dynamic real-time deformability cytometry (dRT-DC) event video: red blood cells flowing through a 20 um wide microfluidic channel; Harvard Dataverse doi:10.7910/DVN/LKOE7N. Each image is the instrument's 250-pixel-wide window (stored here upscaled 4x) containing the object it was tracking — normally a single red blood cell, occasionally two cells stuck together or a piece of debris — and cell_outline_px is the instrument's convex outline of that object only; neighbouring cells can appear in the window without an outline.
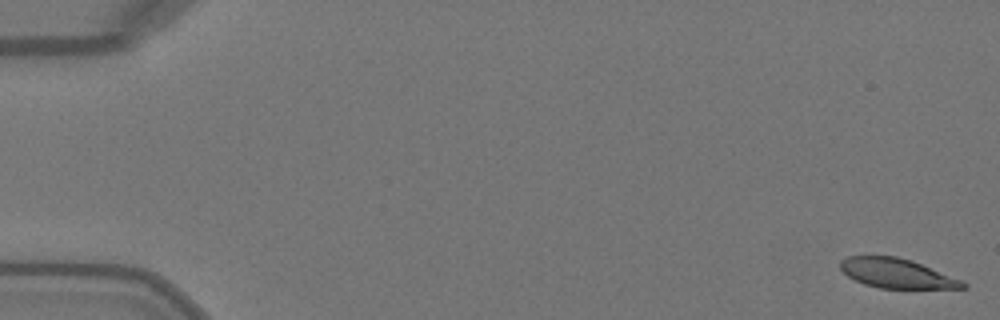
{"species": "Egyptian fruit bat (a non-hibernating species)", "species_latin": "Rousettus aegyptiacus", "temperature_condition": "warm", "stored_images_in_passage": 50, "camera_frame_rate_fps": 3000, "um_per_image_px": 0.085, "animal": {"sex": "female"}, "frame": {"image": 1, "passage_image": 1, "time_ms": 0.0, "image_size_px": [1000, 320], "cell_outline_px": [[968, 288], [880, 288], [864, 284], [848, 276], [840, 268], [840, 260], [848, 256], [896, 256], [912, 260], [960, 280], [968, 284]], "centroid_in_image_um": [76.2, 23.23], "position_along_channel_um": 8.8, "area_um2": 20.81}}
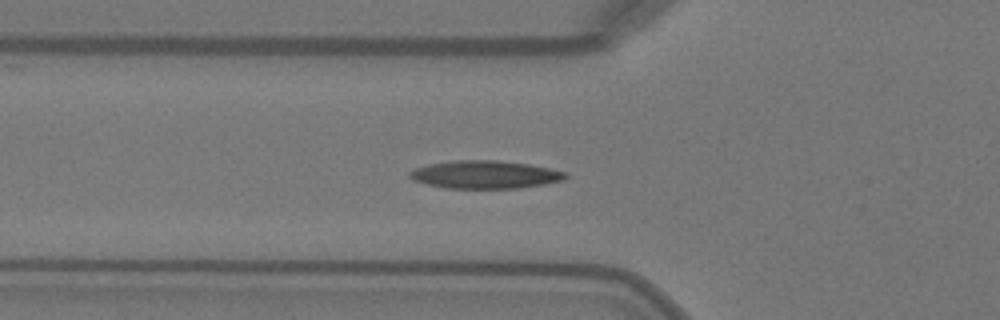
{"frame": {"image": 2, "passage_image": 18, "time_ms": 5.667, "image_size_px": [1000, 320], "cell_outline_px": [[568, 176], [564, 180], [544, 184], [516, 188], [444, 188], [428, 184], [416, 180], [408, 176], [408, 172], [416, 168], [428, 164], [456, 160], [496, 160], [528, 164], [568, 172]], "centroid_in_image_um": [41.25, 14.83], "position_along_channel_um": 84.6, "area_um2": 25.2}}
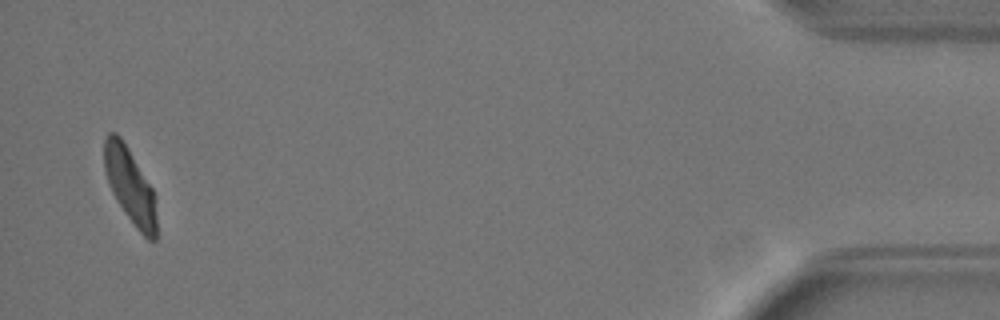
{"frame": {"image": 3, "passage_image": 49, "time_ms": 16.0, "image_size_px": [1000, 320], "cell_outline_px": [[156, 240], [148, 240], [136, 228], [124, 212], [116, 200], [108, 184], [104, 168], [104, 140], [108, 132], [116, 132], [120, 136], [152, 188], [156, 216]], "centroid_in_image_um": [11.02, 15.79], "position_along_channel_um": 424.2, "area_um2": 22.6}, "authors_computed_cell_mechanics": {"area_um2": 24.1604, "velocity_mm_per_s": 4.0481, "shape_relaxation_time_tau1_ms": 4.0429, "shape_relaxation_time_tau2_ms": 1.5426, "deformation_change_tau1": 0.166, "deformation_change_tau2": 0.0634}}